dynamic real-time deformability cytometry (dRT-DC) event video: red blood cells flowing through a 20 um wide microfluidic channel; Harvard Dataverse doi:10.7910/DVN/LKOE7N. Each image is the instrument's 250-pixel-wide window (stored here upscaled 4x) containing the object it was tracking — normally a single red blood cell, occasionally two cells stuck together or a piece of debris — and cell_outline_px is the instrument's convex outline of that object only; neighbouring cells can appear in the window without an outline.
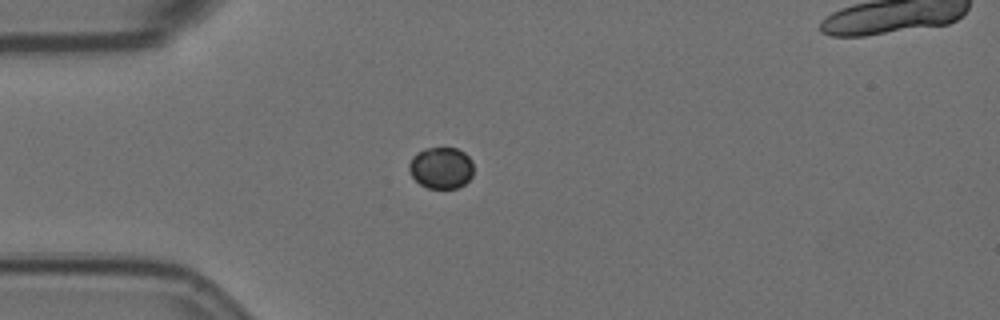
{"species": "Egyptian fruit bat (a non-hibernating species)", "species_latin": "Rousettus aegyptiacus", "temperature_condition": "room temperature", "stored_images_in_passage": 3, "camera_frame_rate_fps": 3000, "um_per_image_px": 0.085, "animal": {"sex": "female"}, "frame": {"image": 1, "passage_image": 1, "time_ms": 0.0, "image_size_px": [1000, 320], "cell_outline_px": [[472, 176], [464, 184], [456, 188], [428, 188], [420, 184], [412, 176], [408, 168], [408, 164], [412, 156], [416, 152], [424, 148], [456, 148], [464, 152], [472, 160]], "centroid_in_image_um": [37.47, 14.25], "position_along_channel_um": 47.5, "area_um2": 15.66}}